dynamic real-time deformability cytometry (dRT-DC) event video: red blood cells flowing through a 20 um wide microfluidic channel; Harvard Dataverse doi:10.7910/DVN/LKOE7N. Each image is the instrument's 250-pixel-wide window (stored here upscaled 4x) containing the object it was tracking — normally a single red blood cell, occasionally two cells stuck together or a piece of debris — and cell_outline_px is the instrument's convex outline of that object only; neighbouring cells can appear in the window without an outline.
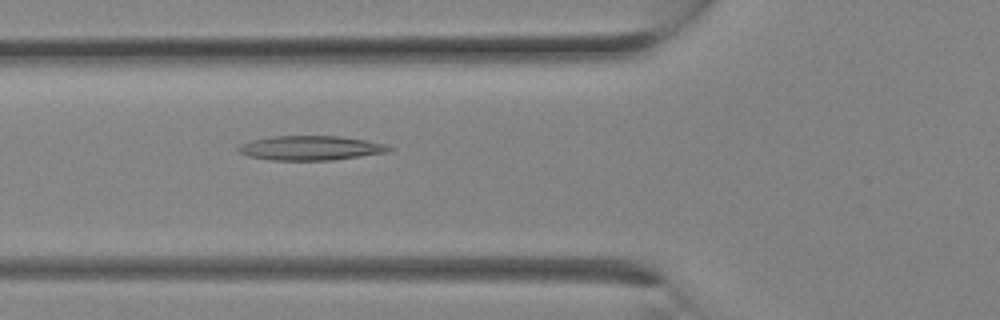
{"species": "Egyptian fruit bat (a non-hibernating species)", "species_latin": "Rousettus aegyptiacus", "temperature_condition": "room temperature", "stored_images_in_passage": 4, "camera_frame_rate_fps": 3000, "um_per_image_px": 0.085, "animal": {"sex": "female"}, "frame": {"image": 1, "passage_image": 4, "time_ms": 1.0, "image_size_px": [1000, 320], "cell_outline_px": [[392, 148], [388, 152], [332, 160], [272, 160], [248, 156], [240, 152], [236, 148], [240, 144], [252, 140], [272, 136], [340, 136], [388, 144]], "centroid_in_image_um": [26.4, 12.58], "position_along_channel_um": 99.4, "area_um2": 21.39}}